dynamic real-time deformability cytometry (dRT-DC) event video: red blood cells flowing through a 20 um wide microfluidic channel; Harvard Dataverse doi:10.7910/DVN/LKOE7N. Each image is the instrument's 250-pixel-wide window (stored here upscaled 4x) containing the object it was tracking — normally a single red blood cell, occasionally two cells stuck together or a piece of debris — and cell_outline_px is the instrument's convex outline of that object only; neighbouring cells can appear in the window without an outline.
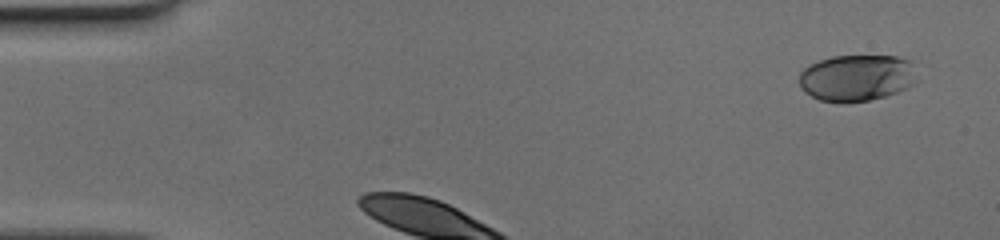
{"species": "human", "species_latin": "Homo sapiens", "temperature_condition": "cold", "stored_images_in_passage": 23, "camera_frame_rate_fps": 3000, "um_per_image_px": 0.085, "donor": {"sex": "female"}, "frame": {"image": 1, "passage_image": 1, "time_ms": 0.0, "image_size_px": [1000, 240], "cell_outline_px": [[916, 80], [908, 88], [884, 96], [868, 100], [844, 104], [840, 104], [820, 100], [804, 92], [800, 88], [800, 72], [804, 68], [820, 60], [832, 56], [896, 56], [908, 60]], "centroid_in_image_um": [72.76, 6.64], "position_along_channel_um": 12.2, "area_um2": 31.85}}
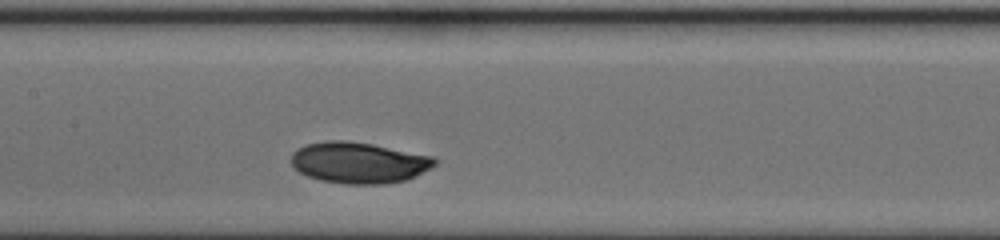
{"frame": {"image": 2, "passage_image": 12, "time_ms": 3.667, "image_size_px": [1000, 240], "cell_outline_px": [[436, 164], [416, 176], [404, 180], [384, 184], [344, 184], [320, 180], [308, 176], [300, 172], [292, 164], [292, 152], [296, 148], [304, 144], [328, 140], [344, 140], [372, 144], [436, 156]], "centroid_in_image_um": [30.5, 13.81], "position_along_channel_um": 176.9, "area_um2": 34.56}}
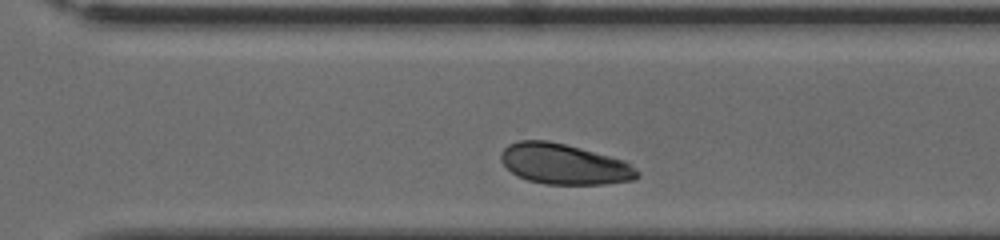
{"frame": {"image": 3, "passage_image": 23, "time_ms": 7.333, "image_size_px": [1000, 240], "cell_outline_px": [[640, 176], [636, 180], [604, 184], [544, 184], [528, 180], [516, 176], [500, 160], [500, 152], [508, 144], [520, 140], [548, 140], [580, 148], [624, 160], [636, 168], [640, 172]], "centroid_in_image_um": [47.96, 13.95], "position_along_channel_um": 322.6, "area_um2": 32.31}}